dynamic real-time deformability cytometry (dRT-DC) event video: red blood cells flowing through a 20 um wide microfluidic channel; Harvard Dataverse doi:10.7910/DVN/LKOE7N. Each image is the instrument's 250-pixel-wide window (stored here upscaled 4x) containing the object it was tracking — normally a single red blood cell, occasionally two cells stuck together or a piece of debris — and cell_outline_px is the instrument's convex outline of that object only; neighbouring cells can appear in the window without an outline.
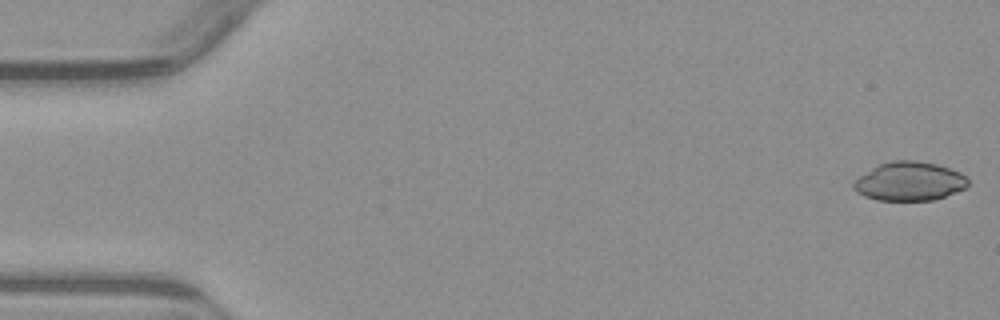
{"species": "common noctule bat (a hibernating species)", "species_latin": "Nyctalus noctula", "temperature_condition": "warm", "stored_images_in_passage": 53, "camera_frame_rate_fps": 3000, "um_per_image_px": 0.085, "animal": {"sex": "male", "body_mass_g": 23.1, "forearm_length_mm": 52.7}, "frame": {"image": 1, "passage_image": 1, "time_ms": 0.0, "image_size_px": [1000, 320], "cell_outline_px": [[968, 188], [932, 200], [876, 200], [864, 196], [856, 192], [852, 188], [852, 184], [860, 176], [872, 168], [880, 164], [892, 160], [916, 160], [936, 164], [960, 172], [968, 176]], "centroid_in_image_um": [77.32, 15.41], "position_along_channel_um": 7.7, "area_um2": 25.95}}
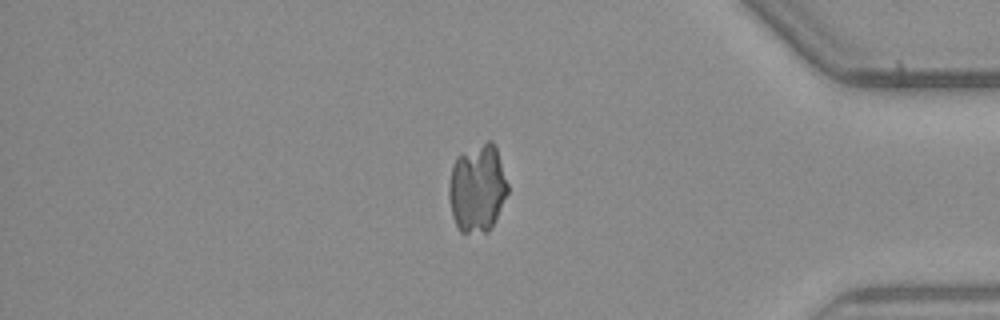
{"frame": {"image": 2, "passage_image": 45, "time_ms": 14.667, "image_size_px": [1000, 320], "cell_outline_px": [[508, 192], [488, 232], [460, 232], [452, 216], [448, 196], [448, 184], [452, 168], [456, 156], [460, 152], [488, 140], [492, 140], [496, 148], [508, 184]], "centroid_in_image_um": [40.54, 15.96], "position_along_channel_um": 394.7, "area_um2": 30.11}}
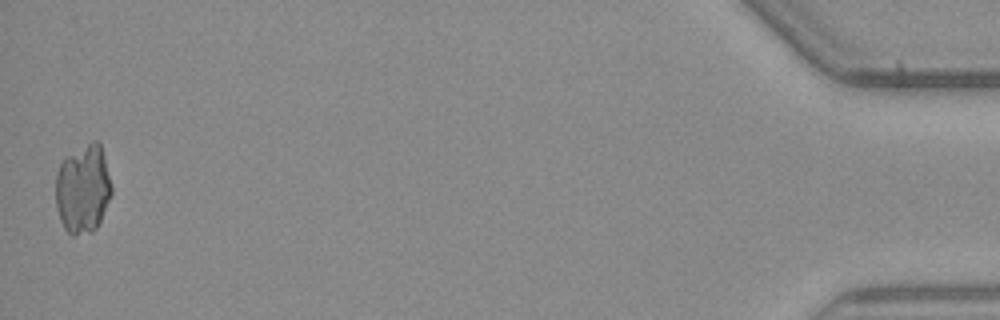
{"frame": {"image": 3, "passage_image": 53, "time_ms": 17.333, "image_size_px": [1000, 320], "cell_outline_px": [[112, 192], [100, 220], [96, 228], [92, 232], [72, 236], [64, 228], [60, 220], [56, 208], [56, 172], [60, 164], [68, 156], [92, 140], [96, 140], [100, 144], [104, 156], [112, 184]], "centroid_in_image_um": [7.05, 16.08], "position_along_channel_um": 428.2, "area_um2": 28.78}}